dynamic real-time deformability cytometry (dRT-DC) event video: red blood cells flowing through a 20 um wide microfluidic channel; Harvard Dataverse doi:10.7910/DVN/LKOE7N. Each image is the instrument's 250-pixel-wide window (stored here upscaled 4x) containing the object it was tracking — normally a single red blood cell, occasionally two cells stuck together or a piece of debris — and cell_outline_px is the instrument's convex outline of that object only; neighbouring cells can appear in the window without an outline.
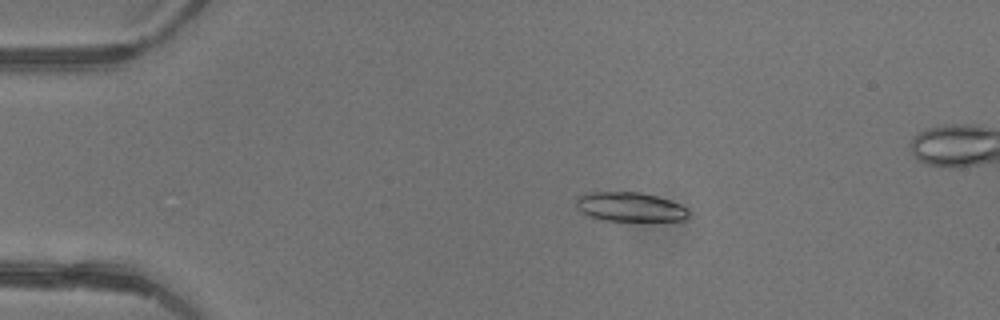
{"species": "common noctule bat (a hibernating species)", "species_latin": "Nyctalus noctula", "temperature_condition": "warm", "stored_images_in_passage": 5, "camera_frame_rate_fps": 3000, "um_per_image_px": 0.085, "animal": {"sex": "female"}, "frame": {"image": 1, "passage_image": 3, "time_ms": 0.667, "image_size_px": [1000, 320], "cell_outline_px": [[688, 216], [684, 220], [600, 220], [580, 212], [576, 208], [576, 196], [588, 192], [640, 192], [656, 196], [680, 204], [688, 208]], "centroid_in_image_um": [53.49, 17.57], "position_along_channel_um": 31.5, "area_um2": 19.13}}